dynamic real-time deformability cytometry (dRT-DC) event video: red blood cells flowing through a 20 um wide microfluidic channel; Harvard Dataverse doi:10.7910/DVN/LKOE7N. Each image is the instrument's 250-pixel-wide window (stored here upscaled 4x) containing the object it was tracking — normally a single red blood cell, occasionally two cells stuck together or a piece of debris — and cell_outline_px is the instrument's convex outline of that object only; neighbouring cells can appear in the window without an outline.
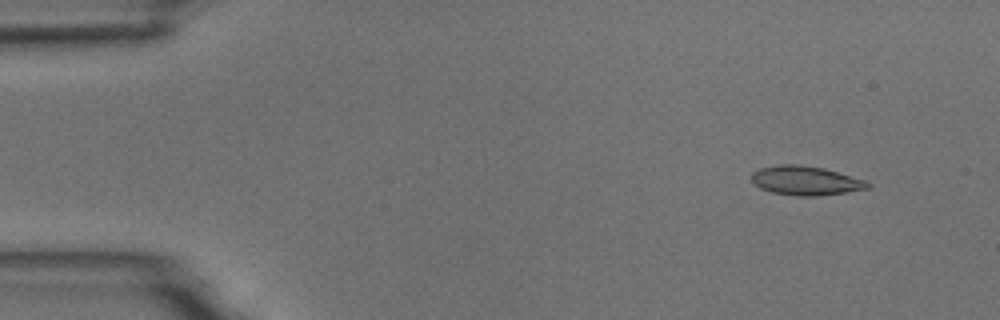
{"species": "common noctule bat (a hibernating species)", "species_latin": "Nyctalus noctula", "temperature_condition": "room temperature", "stored_images_in_passage": 5, "camera_frame_rate_fps": 3000, "um_per_image_px": 0.085, "animal": {"sex": "male", "body_mass_g": 18.8}, "frame": {"image": 1, "passage_image": 2, "time_ms": 1.0, "image_size_px": [1000, 320], "cell_outline_px": [[872, 184], [868, 188], [820, 196], [796, 196], [772, 192], [760, 188], [752, 184], [752, 172], [760, 168], [780, 164], [796, 164], [824, 168], [864, 180]], "centroid_in_image_um": [68.43, 15.35], "position_along_channel_um": 16.6, "area_um2": 19.65}}
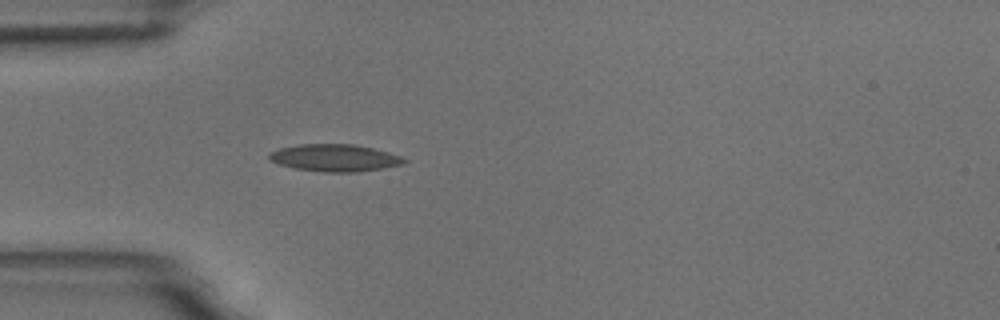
{"frame": {"image": 2, "passage_image": 5, "time_ms": 4.667, "image_size_px": [1000, 320], "cell_outline_px": [[408, 160], [404, 164], [384, 168], [356, 172], [324, 172], [296, 168], [280, 164], [268, 160], [268, 156], [272, 152], [280, 148], [300, 144], [356, 144], [388, 152], [400, 156]], "centroid_in_image_um": [28.48, 13.42], "position_along_channel_um": 56.5, "area_um2": 21.27}}